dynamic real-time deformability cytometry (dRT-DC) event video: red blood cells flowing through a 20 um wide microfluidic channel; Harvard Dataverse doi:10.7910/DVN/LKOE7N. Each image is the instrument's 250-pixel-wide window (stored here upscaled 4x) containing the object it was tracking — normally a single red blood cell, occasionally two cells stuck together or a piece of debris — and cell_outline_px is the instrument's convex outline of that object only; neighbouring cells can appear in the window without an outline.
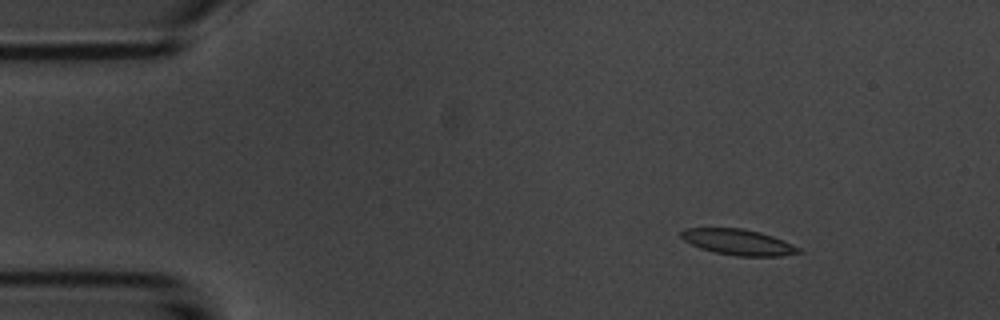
{"species": "common noctule bat (a hibernating species)", "species_latin": "Nyctalus noctula", "temperature_condition": "room temperature", "stored_images_in_passage": 54, "camera_frame_rate_fps": 3000, "um_per_image_px": 0.085, "animal": {"sex": "male", "body_mass_g": 20.1, "forearm_length_mm": 53.5}, "frame": {"image": 1, "passage_image": 7, "time_ms": 2.0, "image_size_px": [1000, 320], "cell_outline_px": [[804, 252], [780, 256], [736, 256], [716, 252], [700, 248], [684, 240], [680, 236], [680, 232], [684, 228], [740, 228], [760, 232], [772, 236], [792, 244], [800, 248]], "centroid_in_image_um": [62.75, 20.58], "position_along_channel_um": 22.2, "area_um2": 17.57}}
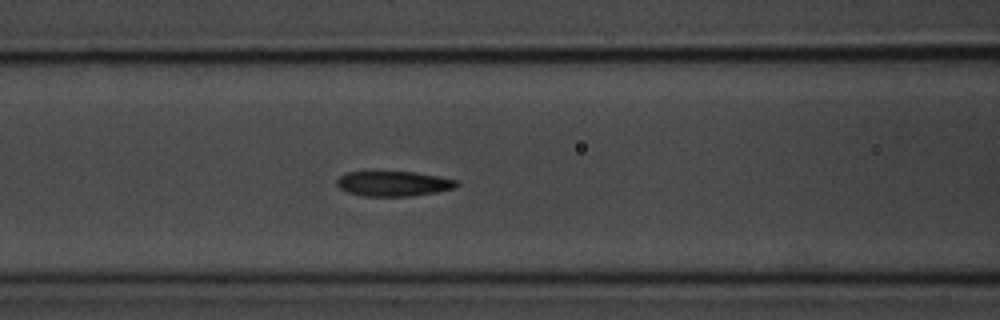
{"frame": {"image": 2, "passage_image": 22, "time_ms": 7.0, "image_size_px": [1000, 320], "cell_outline_px": [[460, 184], [456, 188], [436, 192], [412, 196], [364, 196], [348, 192], [340, 188], [336, 184], [336, 180], [340, 176], [348, 172], [416, 172], [456, 180]], "centroid_in_image_um": [33.46, 15.61], "position_along_channel_um": 133.1, "area_um2": 17.4}}
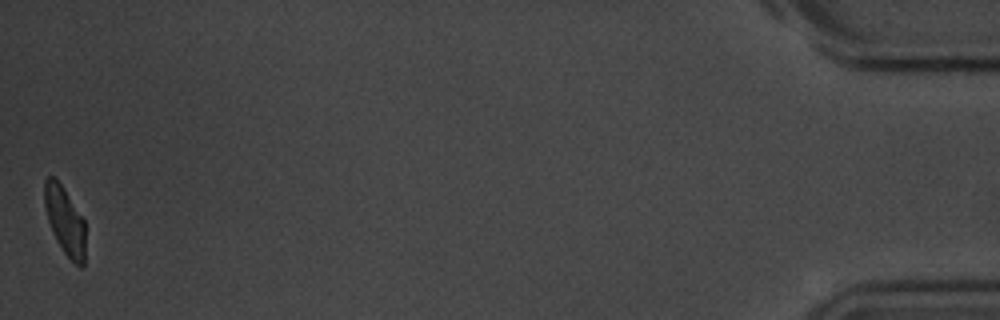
{"frame": {"image": 3, "passage_image": 54, "time_ms": 17.667, "image_size_px": [1000, 320], "cell_outline_px": [[84, 264], [80, 268], [64, 252], [56, 240], [48, 220], [44, 204], [44, 180], [48, 176], [52, 176], [60, 184], [84, 220]], "centroid_in_image_um": [5.49, 18.76], "position_along_channel_um": 429.7, "area_um2": 15.72}, "authors_computed_cell_mechanics": {"area_um2": 17.918, "velocity_mm_per_s": 3.6745, "shape_relaxation_time_tau1_ms": 3.077, "shape_relaxation_time_tau2_ms": 3.2944, "deformation_change_tau1": 0.129, "deformation_change_tau2": 0.0998}}